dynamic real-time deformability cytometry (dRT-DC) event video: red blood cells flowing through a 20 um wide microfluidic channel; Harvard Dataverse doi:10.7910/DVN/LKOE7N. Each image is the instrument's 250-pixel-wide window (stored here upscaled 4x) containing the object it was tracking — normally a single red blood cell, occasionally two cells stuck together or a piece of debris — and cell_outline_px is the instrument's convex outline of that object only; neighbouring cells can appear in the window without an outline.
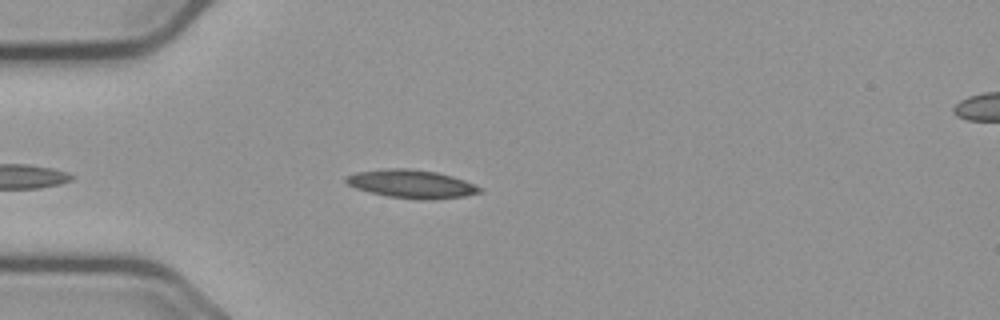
{"species": "common noctule bat (a hibernating species)", "species_latin": "Nyctalus noctula", "temperature_condition": "cold", "stored_images_in_passage": 39, "camera_frame_rate_fps": 3000, "um_per_image_px": 0.085, "animal": {"sex": "male", "body_mass_g": 23.1, "forearm_length_mm": 52.7}, "frame": {"image": 1, "passage_image": 16, "time_ms": 5.0, "image_size_px": [1000, 320], "cell_outline_px": [[484, 188], [480, 192], [464, 196], [432, 200], [420, 200], [388, 196], [356, 188], [348, 184], [344, 180], [344, 176], [356, 172], [388, 168], [408, 168], [436, 172], [452, 176], [464, 180]], "centroid_in_image_um": [34.98, 15.63], "position_along_channel_um": 50.0, "area_um2": 22.02}}
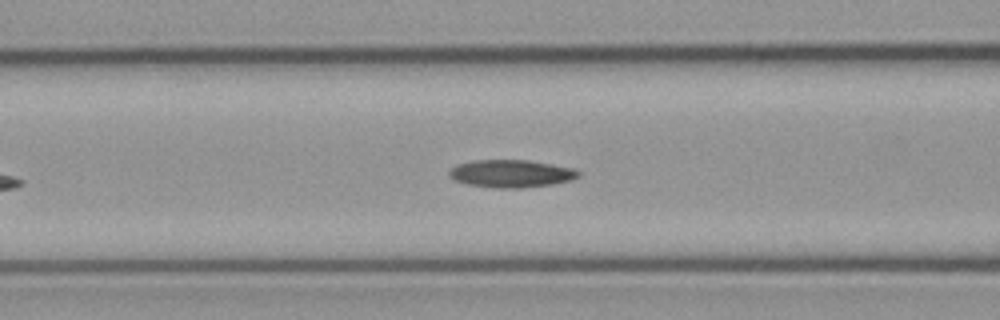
{"frame": {"image": 2, "passage_image": 23, "time_ms": 7.333, "image_size_px": [1000, 320], "cell_outline_px": [[580, 176], [572, 180], [552, 184], [520, 188], [492, 188], [468, 184], [456, 180], [448, 176], [448, 172], [456, 164], [476, 160], [528, 160], [572, 168], [580, 172]], "centroid_in_image_um": [43.44, 14.76], "position_along_channel_um": 123.2, "area_um2": 20.75}}
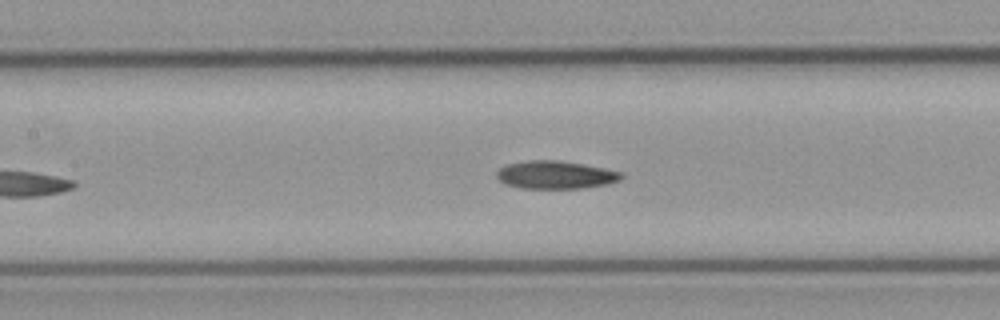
{"frame": {"image": 3, "passage_image": 26, "time_ms": 8.333, "image_size_px": [1000, 320], "cell_outline_px": [[624, 176], [620, 180], [608, 184], [584, 188], [520, 188], [504, 184], [496, 176], [496, 172], [504, 164], [528, 160], [560, 160], [584, 164], [624, 172]], "centroid_in_image_um": [47.22, 14.85], "position_along_channel_um": 160.2, "area_um2": 20.58}}